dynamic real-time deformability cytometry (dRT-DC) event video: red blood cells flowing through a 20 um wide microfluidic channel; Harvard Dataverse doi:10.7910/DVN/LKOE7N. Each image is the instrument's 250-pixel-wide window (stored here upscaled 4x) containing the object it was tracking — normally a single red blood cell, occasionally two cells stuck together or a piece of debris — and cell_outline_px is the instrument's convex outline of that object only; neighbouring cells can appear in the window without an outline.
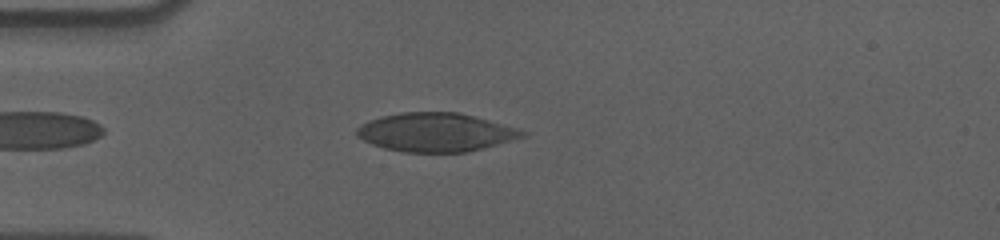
{"species": "human", "species_latin": "Homo sapiens", "temperature_condition": "cold", "stored_images_in_passage": 43, "camera_frame_rate_fps": 3000, "um_per_image_px": 0.085, "donor": {"sex": "male"}, "frame": {"image": 1, "passage_image": 5, "time_ms": 1.333, "image_size_px": [1000, 240], "cell_outline_px": [[528, 136], [484, 148], [468, 152], [404, 152], [384, 148], [372, 144], [356, 136], [356, 128], [360, 124], [368, 120], [380, 116], [400, 112], [460, 112], [516, 128], [528, 132]], "centroid_in_image_um": [37.02, 11.24], "position_along_channel_um": 48.0, "area_um2": 37.51}}
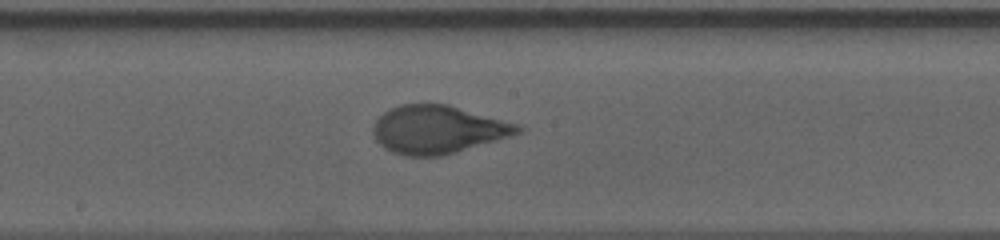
{"frame": {"image": 2, "passage_image": 20, "time_ms": 6.333, "image_size_px": [1000, 240], "cell_outline_px": [[524, 128], [520, 132], [496, 140], [444, 156], [404, 156], [392, 152], [384, 148], [376, 140], [372, 132], [372, 128], [376, 120], [388, 108], [400, 104], [448, 104], [520, 124]], "centroid_in_image_um": [37.19, 11.01], "position_along_channel_um": 211.0, "area_um2": 40.63}}
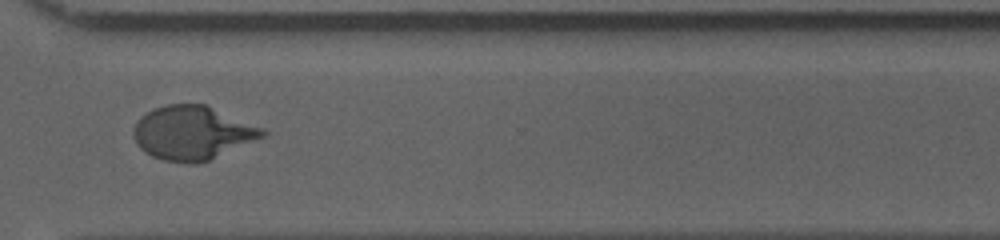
{"frame": {"image": 3, "passage_image": 32, "time_ms": 10.333, "image_size_px": [1000, 240], "cell_outline_px": [[268, 132], [264, 136], [208, 160], [196, 164], [192, 164], [164, 160], [152, 156], [144, 152], [136, 144], [132, 132], [132, 128], [140, 116], [152, 108], [164, 104], [204, 104], [264, 128]], "centroid_in_image_um": [16.3, 11.28], "position_along_channel_um": 354.3, "area_um2": 40.4}, "authors_computed_cell_mechanics": {"area_um2": 39.5352, "velocity_mm_per_s": 3.5799, "shape_relaxation_time_tau1_ms": 4.646, "shape_relaxation_time_tau2_ms": null, "deformation_change_tau1": 0.2112, "deformation_change_tau2": null}}